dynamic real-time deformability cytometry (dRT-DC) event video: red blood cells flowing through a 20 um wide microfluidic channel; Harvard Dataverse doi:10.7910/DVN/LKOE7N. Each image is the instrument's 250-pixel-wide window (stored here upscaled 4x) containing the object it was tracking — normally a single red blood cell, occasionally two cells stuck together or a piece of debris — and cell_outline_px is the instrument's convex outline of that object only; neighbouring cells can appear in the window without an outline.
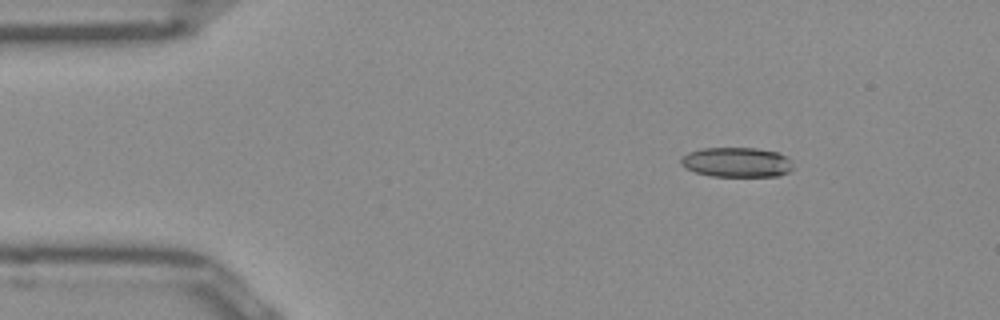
{"species": "Egyptian fruit bat (a non-hibernating species)", "species_latin": "Rousettus aegyptiacus", "temperature_condition": "room temperature", "stored_images_in_passage": 45, "camera_frame_rate_fps": 3000, "um_per_image_px": 0.085, "frame": {"image": 1, "passage_image": 1, "time_ms": 0.0, "image_size_px": [1000, 320], "cell_outline_px": [[792, 168], [788, 172], [776, 176], [712, 176], [696, 172], [680, 164], [680, 156], [688, 152], [704, 148], [756, 148], [776, 152], [784, 156], [788, 160]], "centroid_in_image_um": [62.56, 13.79], "position_along_channel_um": 22.4, "area_um2": 19.19}}
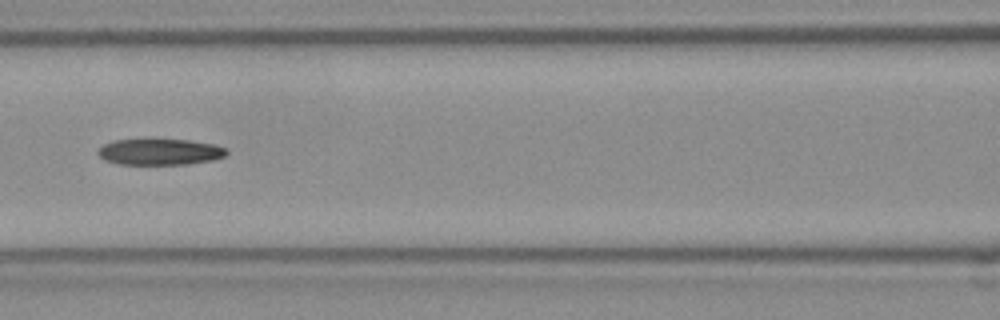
{"frame": {"image": 2, "passage_image": 16, "time_ms": 5.0, "image_size_px": [1000, 320], "cell_outline_px": [[228, 152], [224, 156], [212, 160], [188, 164], [120, 164], [104, 160], [96, 152], [104, 144], [116, 140], [152, 136], [188, 140], [216, 144], [228, 148]], "centroid_in_image_um": [13.59, 12.85], "position_along_channel_um": 153.0, "area_um2": 20.52}}
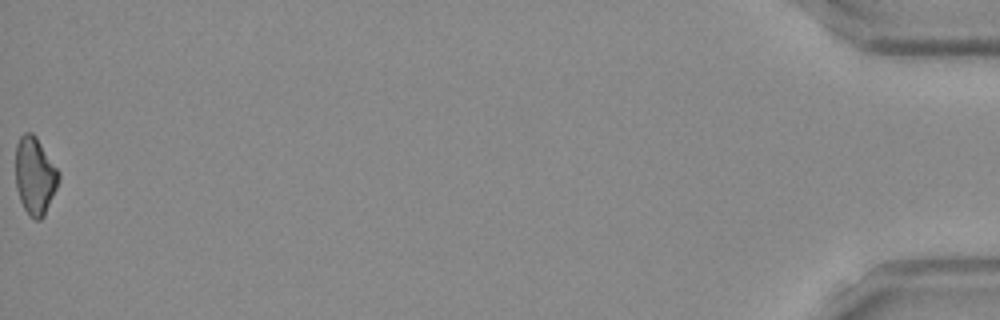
{"frame": {"image": 3, "passage_image": 45, "time_ms": 14.667, "image_size_px": [1000, 320], "cell_outline_px": [[60, 180], [44, 216], [40, 220], [36, 220], [24, 208], [20, 200], [16, 188], [16, 144], [20, 136], [24, 132], [32, 132], [36, 136], [60, 172]], "centroid_in_image_um": [2.98, 14.92], "position_along_channel_um": 432.2, "area_um2": 19.48}, "authors_computed_cell_mechanics": {"area_um2": 20.2878, "velocity_mm_per_s": 3.9965, "shape_relaxation_time_tau1_ms": null, "shape_relaxation_time_tau2_ms": 8.6598, "deformation_change_tau1": null, "deformation_change_tau2": 0.191}}